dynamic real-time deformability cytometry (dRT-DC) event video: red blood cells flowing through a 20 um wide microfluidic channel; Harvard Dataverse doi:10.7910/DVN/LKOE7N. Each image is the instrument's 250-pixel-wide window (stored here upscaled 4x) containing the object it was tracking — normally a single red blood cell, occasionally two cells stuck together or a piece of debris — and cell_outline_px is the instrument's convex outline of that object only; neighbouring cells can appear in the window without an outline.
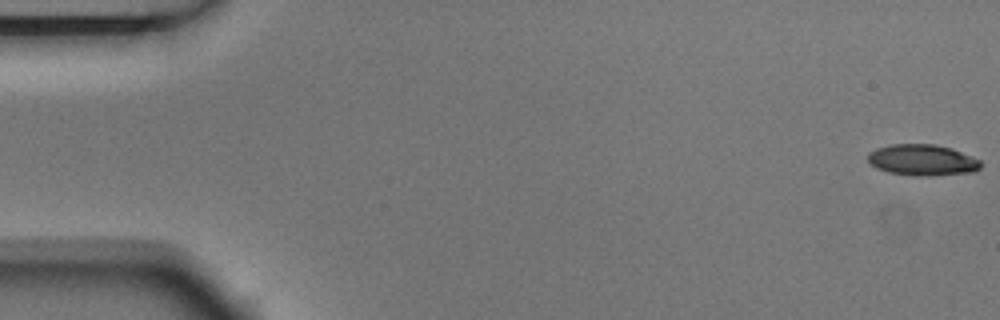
{"species": "Egyptian fruit bat (a non-hibernating species)", "species_latin": "Rousettus aegyptiacus", "temperature_condition": "room temperature", "stored_images_in_passage": 5, "camera_frame_rate_fps": 3000, "um_per_image_px": 0.085, "animal": {"sex": "male"}, "frame": {"image": 1, "passage_image": 1, "time_ms": 0.0, "image_size_px": [1000, 320], "cell_outline_px": [[980, 168], [976, 172], [928, 176], [916, 176], [888, 172], [876, 168], [868, 160], [868, 152], [876, 148], [892, 144], [936, 144], [952, 148], [980, 160]], "centroid_in_image_um": [78.4, 13.6], "position_along_channel_um": 6.6, "area_um2": 20.58}}
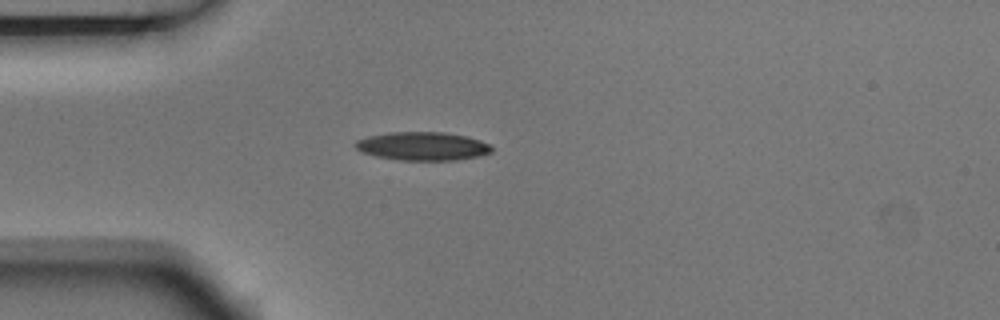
{"frame": {"image": 2, "passage_image": 5, "time_ms": 1.333, "image_size_px": [1000, 320], "cell_outline_px": [[492, 152], [480, 156], [456, 160], [400, 160], [376, 156], [360, 152], [356, 148], [356, 140], [368, 136], [388, 132], [444, 132], [468, 136], [480, 140], [488, 144], [492, 148]], "centroid_in_image_um": [35.93, 12.42], "position_along_channel_um": 49.1, "area_um2": 22.66}}